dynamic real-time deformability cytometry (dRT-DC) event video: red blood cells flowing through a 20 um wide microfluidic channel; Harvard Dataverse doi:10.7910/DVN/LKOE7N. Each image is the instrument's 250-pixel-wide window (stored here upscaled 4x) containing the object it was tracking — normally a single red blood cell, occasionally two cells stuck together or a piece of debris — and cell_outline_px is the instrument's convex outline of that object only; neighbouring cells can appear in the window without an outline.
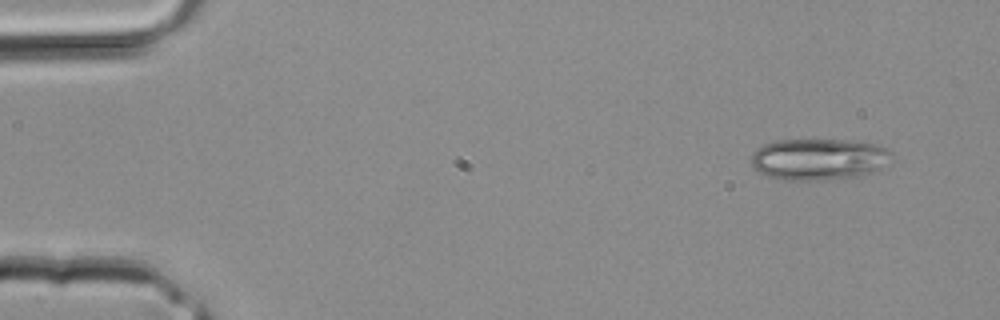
{"species": "common noctule bat (a hibernating species)", "species_latin": "Nyctalus noctula", "temperature_condition": "room temperature", "stored_images_in_passage": 2, "camera_frame_rate_fps": 3000, "um_per_image_px": 0.085, "animal": {"sex": "male", "body_mass_g": 20.4}, "frame": {"image": 1, "passage_image": 2, "time_ms": 0.333, "image_size_px": [1000, 320], "cell_outline_px": [[892, 156], [880, 168], [872, 172], [856, 176], [816, 180], [788, 180], [768, 176], [760, 172], [752, 164], [752, 152], [764, 144], [776, 140], [844, 140], [876, 144], [892, 152]], "centroid_in_image_um": [69.57, 13.52], "position_along_channel_um": 15.4, "area_um2": 33.47}}